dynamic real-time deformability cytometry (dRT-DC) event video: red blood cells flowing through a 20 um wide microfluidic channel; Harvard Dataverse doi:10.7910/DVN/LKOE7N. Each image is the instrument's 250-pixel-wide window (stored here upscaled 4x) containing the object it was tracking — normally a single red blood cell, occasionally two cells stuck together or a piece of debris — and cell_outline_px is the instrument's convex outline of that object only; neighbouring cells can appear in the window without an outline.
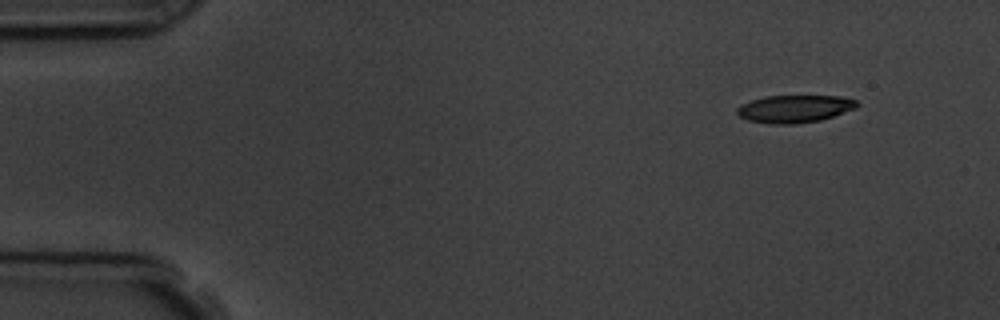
{"species": "common noctule bat (a hibernating species)", "species_latin": "Nyctalus noctula", "temperature_condition": "room temperature", "stored_images_in_passage": 3, "camera_frame_rate_fps": 3000, "um_per_image_px": 0.085, "animal": {"sex": "male", "body_mass_g": 19.5, "forearm_length_mm": 54.6}, "frame": {"image": 1, "passage_image": 1, "time_ms": 0.0, "image_size_px": [1000, 320], "cell_outline_px": [[860, 104], [856, 108], [820, 120], [796, 124], [768, 124], [748, 120], [740, 116], [736, 112], [736, 108], [740, 104], [764, 96], [840, 96], [856, 100]], "centroid_in_image_um": [67.52, 9.25], "position_along_channel_um": 17.5, "area_um2": 19.31}}